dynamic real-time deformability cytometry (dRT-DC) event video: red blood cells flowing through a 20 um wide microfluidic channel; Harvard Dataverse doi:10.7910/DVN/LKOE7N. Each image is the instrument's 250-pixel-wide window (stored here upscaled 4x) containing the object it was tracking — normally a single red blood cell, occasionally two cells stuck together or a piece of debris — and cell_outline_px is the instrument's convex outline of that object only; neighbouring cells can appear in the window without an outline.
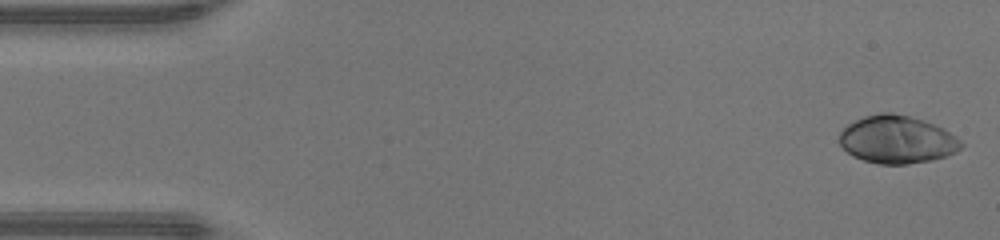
{"species": "human", "species_latin": "Homo sapiens", "temperature_condition": "warm", "stored_images_in_passage": 46, "camera_frame_rate_fps": 3000, "um_per_image_px": 0.085, "donor": {"sex": "male"}, "frame": {"image": 1, "passage_image": 1, "time_ms": 0.0, "image_size_px": [1000, 240], "cell_outline_px": [[964, 144], [956, 152], [932, 160], [908, 164], [880, 164], [864, 160], [852, 156], [840, 144], [840, 132], [848, 124], [864, 116], [880, 112], [892, 112], [924, 120], [944, 128], [956, 136]], "centroid_in_image_um": [76.26, 11.85], "position_along_channel_um": 8.7, "area_um2": 33.87}}
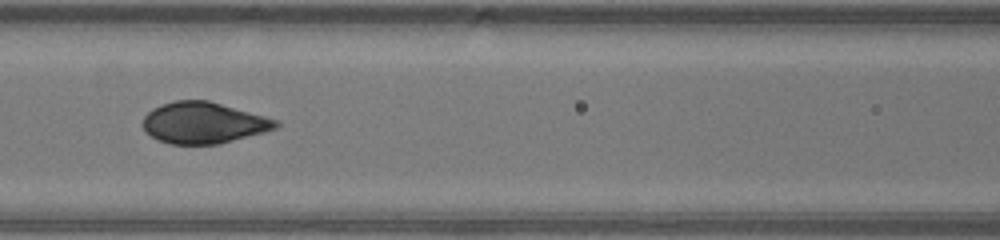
{"frame": {"image": 2, "passage_image": 20, "time_ms": 6.333, "image_size_px": [1000, 240], "cell_outline_px": [[280, 124], [276, 128], [264, 132], [220, 144], [168, 144], [156, 140], [144, 132], [144, 116], [152, 108], [160, 104], [176, 100], [208, 100], [264, 116], [276, 120]], "centroid_in_image_um": [17.25, 10.45], "position_along_channel_um": 149.3, "area_um2": 32.02}}
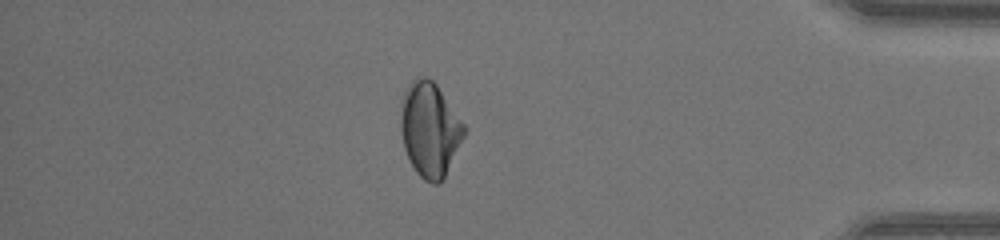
{"frame": {"image": 3, "passage_image": 40, "time_ms": 13.0, "image_size_px": [1000, 240], "cell_outline_px": [[468, 128], [440, 184], [432, 184], [424, 180], [416, 172], [404, 148], [400, 128], [400, 104], [404, 92], [408, 84], [416, 76], [424, 76], [432, 80], [436, 84]], "centroid_in_image_um": [36.52, 10.97], "position_along_channel_um": 398.7, "area_um2": 34.97}, "authors_computed_cell_mechanics": {"area_um2": 33.2061, "velocity_mm_per_s": 4.377, "shape_relaxation_time_tau1_ms": 3.9414, "shape_relaxation_time_tau2_ms": null, "deformation_change_tau1": 0.1882, "deformation_change_tau2": null}}